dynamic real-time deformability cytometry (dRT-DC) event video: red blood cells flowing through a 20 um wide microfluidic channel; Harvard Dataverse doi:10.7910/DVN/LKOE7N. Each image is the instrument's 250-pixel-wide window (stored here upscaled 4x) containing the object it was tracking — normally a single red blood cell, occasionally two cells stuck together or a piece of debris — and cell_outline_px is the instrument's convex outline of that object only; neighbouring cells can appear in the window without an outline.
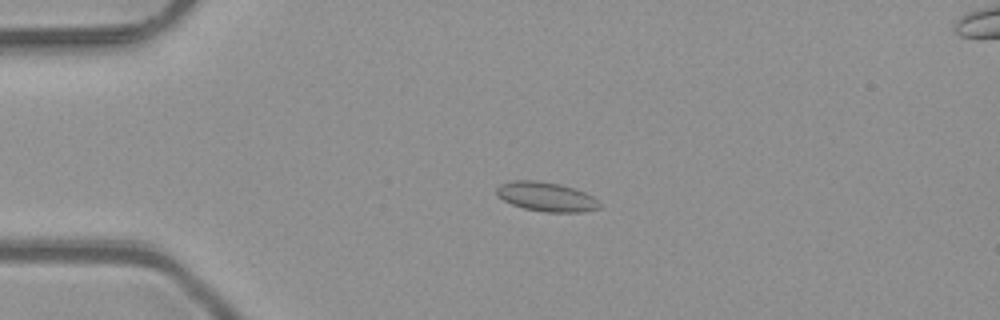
{"species": "common noctule bat (a hibernating species)", "species_latin": "Nyctalus noctula", "temperature_condition": "room temperature", "stored_images_in_passage": 42, "camera_frame_rate_fps": 3000, "um_per_image_px": 0.085, "animal": {"sex": "male", "body_mass_g": 23.1, "forearm_length_mm": 52.7}, "frame": {"image": 1, "passage_image": 3, "time_ms": 0.667, "image_size_px": [1000, 320], "cell_outline_px": [[600, 208], [580, 212], [544, 212], [524, 208], [512, 204], [496, 196], [496, 188], [500, 184], [512, 180], [536, 180], [560, 184], [584, 192], [592, 196], [600, 204]], "centroid_in_image_um": [46.39, 16.71], "position_along_channel_um": 38.6, "area_um2": 17.51}}
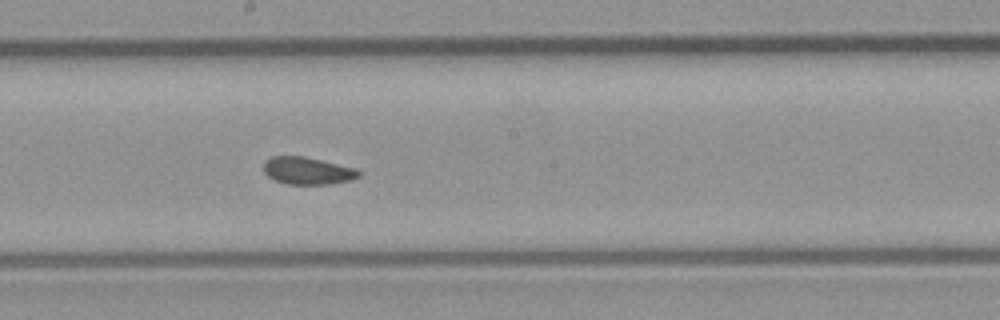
{"frame": {"image": 2, "passage_image": 19, "time_ms": 6.0, "image_size_px": [1000, 320], "cell_outline_px": [[360, 176], [352, 180], [332, 184], [288, 184], [276, 180], [268, 176], [264, 172], [264, 160], [272, 156], [304, 156], [356, 168], [360, 172]], "centroid_in_image_um": [26.15, 14.51], "position_along_channel_um": 222.0, "area_um2": 15.2}}
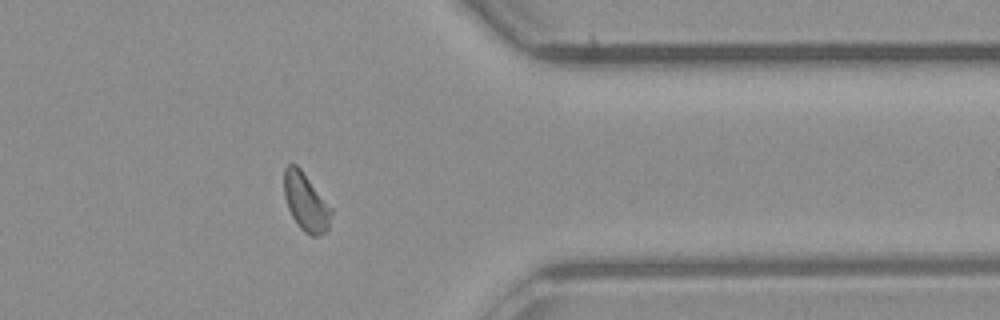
{"frame": {"image": 3, "passage_image": 32, "time_ms": 10.333, "image_size_px": [1000, 320], "cell_outline_px": [[332, 212], [328, 228], [324, 232], [316, 236], [312, 236], [304, 232], [300, 228], [292, 216], [288, 208], [284, 196], [284, 168], [288, 164], [296, 164], [300, 168], [332, 208]], "centroid_in_image_um": [25.98, 17.17], "position_along_channel_um": 385.4, "area_um2": 15.78}, "authors_computed_cell_mechanics": {"area_um2": 15.7794, "velocity_mm_per_s": 4.0894, "shape_relaxation_time_tau1_ms": null, "shape_relaxation_time_tau2_ms": 1.9952, "deformation_change_tau1": null, "deformation_change_tau2": 0.0424}}